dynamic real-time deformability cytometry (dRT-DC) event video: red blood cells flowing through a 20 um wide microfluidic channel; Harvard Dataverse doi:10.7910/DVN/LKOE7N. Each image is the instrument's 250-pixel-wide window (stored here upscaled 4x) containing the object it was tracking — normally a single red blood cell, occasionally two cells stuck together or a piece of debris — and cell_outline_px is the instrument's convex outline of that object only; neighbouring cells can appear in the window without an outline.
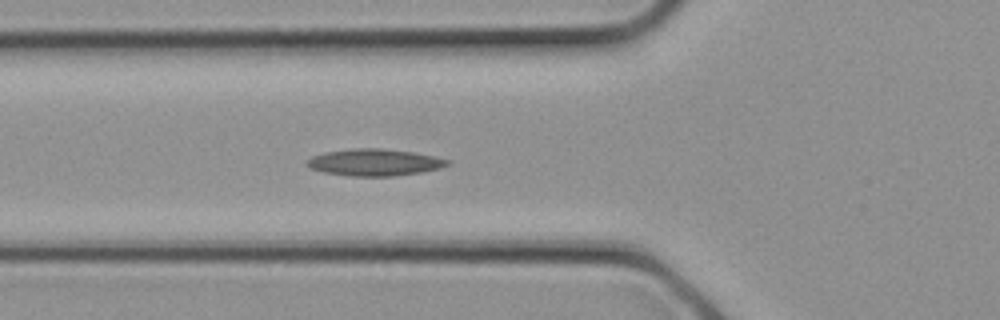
{"species": "common noctule bat (a hibernating species)", "species_latin": "Nyctalus noctula", "temperature_condition": "cold", "stored_images_in_passage": 21, "camera_frame_rate_fps": 3000, "um_per_image_px": 0.085, "animal": {"sex": "female", "body_mass_g": 21.9}, "frame": {"image": 1, "passage_image": 2, "time_ms": 0.333, "image_size_px": [1000, 320], "cell_outline_px": [[452, 164], [440, 168], [420, 172], [392, 176], [348, 176], [324, 172], [312, 168], [304, 164], [312, 156], [324, 152], [352, 148], [380, 148], [412, 152], [452, 160]], "centroid_in_image_um": [31.84, 13.8], "position_along_channel_um": 94.0, "area_um2": 21.96}}
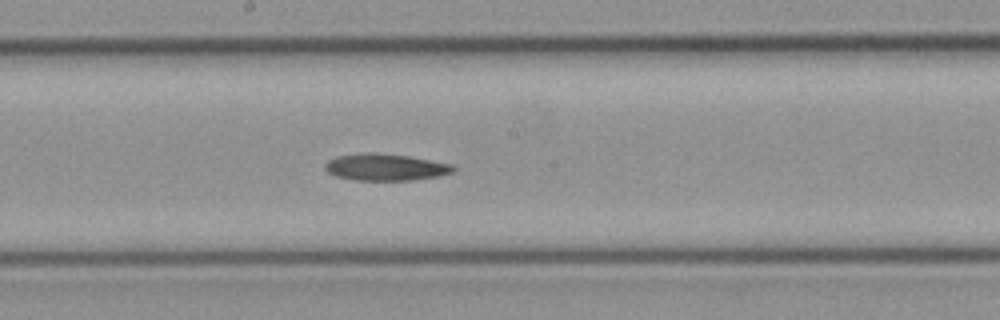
{"frame": {"image": 2, "passage_image": 7, "time_ms": 2.0, "image_size_px": [1000, 320], "cell_outline_px": [[456, 168], [452, 172], [440, 176], [412, 180], [356, 180], [336, 176], [328, 172], [324, 168], [324, 164], [328, 160], [336, 156], [364, 152], [376, 152], [408, 156], [452, 164]], "centroid_in_image_um": [32.75, 14.2], "position_along_channel_um": 215.5, "area_um2": 20.11}}
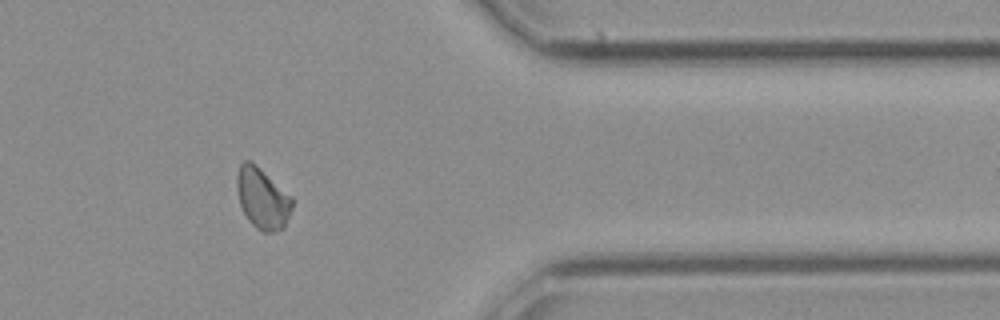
{"frame": {"image": 3, "passage_image": 15, "time_ms": 4.667, "image_size_px": [1000, 320], "cell_outline_px": [[292, 208], [284, 228], [272, 232], [264, 232], [256, 228], [248, 220], [240, 204], [236, 188], [236, 176], [240, 164], [244, 160], [252, 160], [292, 196]], "centroid_in_image_um": [22.3, 16.83], "position_along_channel_um": 389.1, "area_um2": 19.83}}